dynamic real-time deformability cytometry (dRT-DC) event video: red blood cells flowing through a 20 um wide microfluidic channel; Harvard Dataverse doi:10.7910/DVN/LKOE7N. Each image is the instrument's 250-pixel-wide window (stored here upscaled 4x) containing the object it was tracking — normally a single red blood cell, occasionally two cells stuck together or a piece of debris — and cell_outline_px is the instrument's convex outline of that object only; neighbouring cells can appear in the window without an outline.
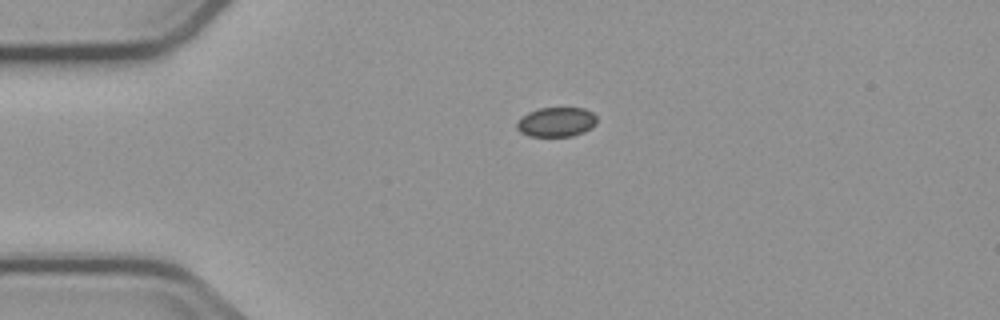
{"species": "common noctule bat (a hibernating species)", "species_latin": "Nyctalus noctula", "temperature_condition": "cold", "stored_images_in_passage": 2, "camera_frame_rate_fps": 3000, "um_per_image_px": 0.085, "animal": {"sex": "male", "body_mass_g": 23.1, "forearm_length_mm": 52.7}, "frame": {"image": 1, "passage_image": 1, "time_ms": 0.0, "image_size_px": [1000, 320], "cell_outline_px": [[596, 124], [584, 132], [572, 136], [528, 136], [520, 132], [516, 128], [516, 124], [528, 112], [540, 108], [584, 108], [592, 112], [596, 116]], "centroid_in_image_um": [47.3, 10.37], "position_along_channel_um": 37.7, "area_um2": 13.7}}